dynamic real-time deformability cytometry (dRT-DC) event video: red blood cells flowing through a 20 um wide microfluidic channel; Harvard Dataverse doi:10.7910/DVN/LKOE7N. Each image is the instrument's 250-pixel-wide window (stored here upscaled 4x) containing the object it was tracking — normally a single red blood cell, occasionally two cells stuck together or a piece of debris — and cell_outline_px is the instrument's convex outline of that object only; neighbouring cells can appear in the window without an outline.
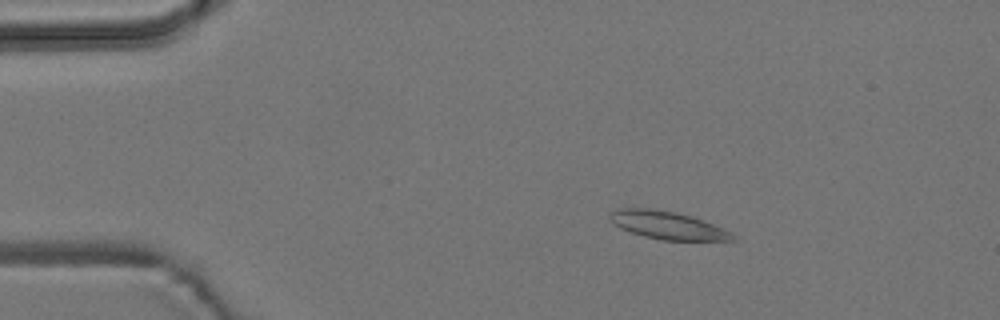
{"species": "common noctule bat (a hibernating species)", "species_latin": "Nyctalus noctula", "temperature_condition": "room temperature", "stored_images_in_passage": 5, "camera_frame_rate_fps": 3000, "um_per_image_px": 0.085, "animal": {"sex": "male", "body_mass_g": 19.2, "forearm_length_mm": 51.8}, "frame": {"image": 1, "passage_image": 3, "time_ms": 3.0, "image_size_px": [1000, 320], "cell_outline_px": [[736, 240], [660, 240], [644, 236], [620, 228], [612, 224], [608, 216], [616, 208], [652, 208], [676, 212], [692, 216], [724, 228], [732, 232], [736, 236]], "centroid_in_image_um": [56.74, 19.14], "position_along_channel_um": 28.3, "area_um2": 20.06}}